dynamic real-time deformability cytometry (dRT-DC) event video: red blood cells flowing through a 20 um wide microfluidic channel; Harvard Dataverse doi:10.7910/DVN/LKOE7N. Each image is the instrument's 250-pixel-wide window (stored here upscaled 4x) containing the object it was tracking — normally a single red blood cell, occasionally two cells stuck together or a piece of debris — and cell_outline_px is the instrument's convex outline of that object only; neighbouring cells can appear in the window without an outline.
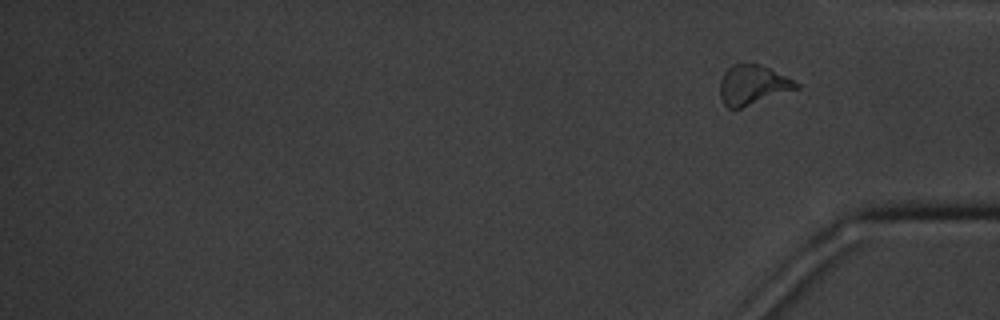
{"species": "common noctule bat (a hibernating species)", "species_latin": "Nyctalus noctula", "temperature_condition": "cold", "stored_images_in_passage": 18, "segment_of_instrument_passage": [2, 2], "camera_frame_rate_fps": 3000, "um_per_image_px": 0.085, "animal": {"sex": "male", "body_mass_g": 20.1, "forearm_length_mm": 53.5}, "frame": {"image": 1, "passage_image": 18, "time_ms": 19.667, "image_size_px": [1000, 320], "cell_outline_px": [[800, 88], [740, 108], [728, 108], [724, 104], [720, 96], [720, 80], [724, 72], [732, 64], [756, 64], [768, 68], [800, 84]], "centroid_in_image_um": [63.95, 7.23], "position_along_channel_um": 371.2, "area_um2": 17.28}}